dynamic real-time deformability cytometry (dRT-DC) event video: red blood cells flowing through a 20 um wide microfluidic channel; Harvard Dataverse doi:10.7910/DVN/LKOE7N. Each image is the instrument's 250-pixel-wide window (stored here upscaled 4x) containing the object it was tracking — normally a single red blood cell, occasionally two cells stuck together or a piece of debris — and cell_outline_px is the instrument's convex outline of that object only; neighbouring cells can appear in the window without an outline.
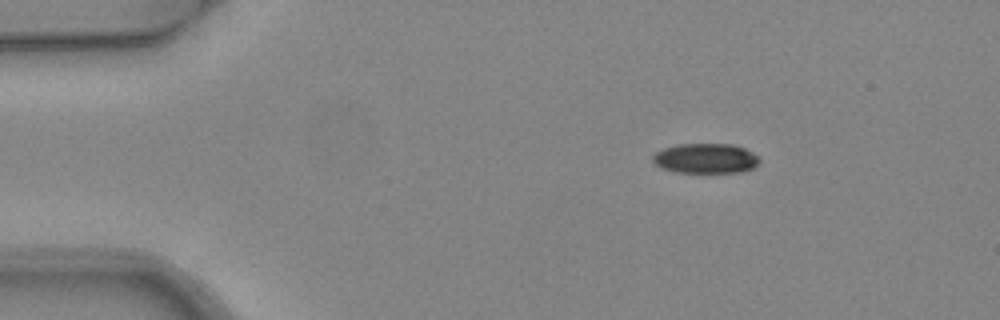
{"species": "common noctule bat (a hibernating species)", "species_latin": "Nyctalus noctula", "temperature_condition": "warm", "stored_images_in_passage": 4, "camera_frame_rate_fps": 3000, "um_per_image_px": 0.085, "animal": {"sex": "female", "body_mass_g": 24.6, "forearm_length_mm": 56.2}, "frame": {"image": 1, "passage_image": 2, "time_ms": 0.333, "image_size_px": [1000, 320], "cell_outline_px": [[760, 160], [752, 168], [740, 172], [676, 172], [660, 168], [652, 160], [652, 156], [656, 152], [664, 148], [676, 144], [732, 144], [744, 148], [760, 156]], "centroid_in_image_um": [59.97, 13.46], "position_along_channel_um": 25.0, "area_um2": 18.61}}
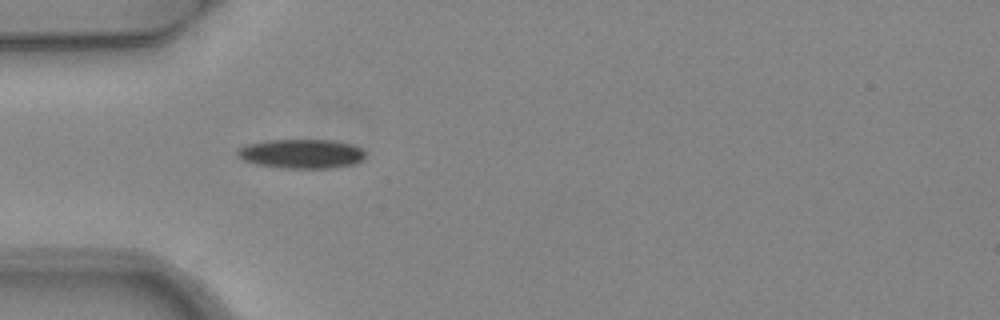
{"frame": {"image": 2, "passage_image": 4, "time_ms": 1.0, "image_size_px": [1000, 320], "cell_outline_px": [[364, 156], [360, 160], [352, 164], [328, 168], [280, 168], [256, 164], [244, 160], [236, 156], [236, 152], [240, 148], [248, 144], [268, 140], [332, 140], [352, 144], [360, 148], [364, 152]], "centroid_in_image_um": [25.58, 13.07], "position_along_channel_um": 59.4, "area_um2": 21.62}}